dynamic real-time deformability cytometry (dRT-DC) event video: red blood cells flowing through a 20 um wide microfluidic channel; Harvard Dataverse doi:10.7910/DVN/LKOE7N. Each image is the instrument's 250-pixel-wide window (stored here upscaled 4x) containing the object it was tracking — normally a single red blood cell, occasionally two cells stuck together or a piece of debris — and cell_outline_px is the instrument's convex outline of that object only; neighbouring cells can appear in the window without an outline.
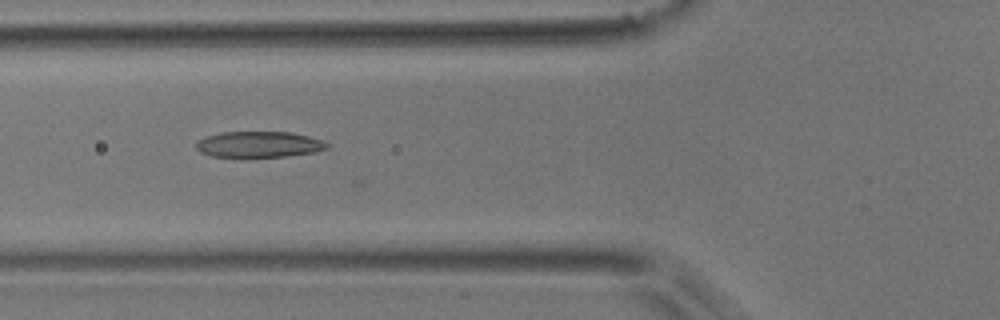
{"species": "common noctule bat (a hibernating species)", "species_latin": "Nyctalus noctula", "temperature_condition": "room temperature", "stored_images_in_passage": 6, "camera_frame_rate_fps": 3000, "um_per_image_px": 0.085, "animal": {"sex": "male", "body_mass_g": 17.9}, "frame": {"image": 1, "passage_image": 5, "time_ms": 1.333, "image_size_px": [1000, 320], "cell_outline_px": [[328, 148], [316, 152], [284, 156], [212, 156], [200, 152], [196, 148], [196, 144], [204, 136], [220, 132], [292, 132], [324, 140], [328, 144]], "centroid_in_image_um": [22.03, 12.26], "position_along_channel_um": 103.8, "area_um2": 19.65}}
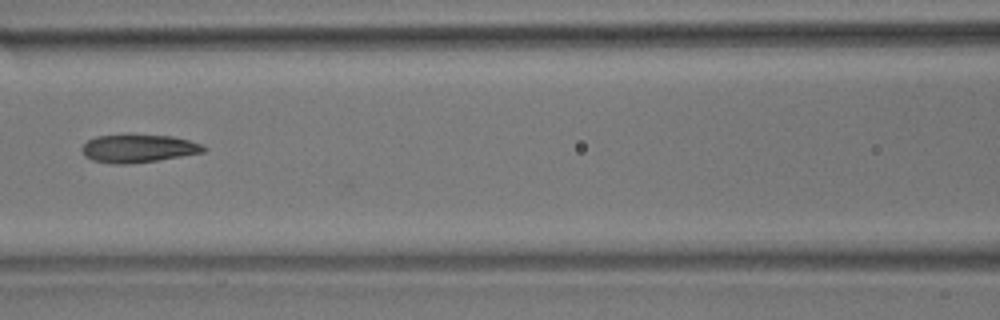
{"frame": {"image": 2, "passage_image": 6, "time_ms": 1.667, "image_size_px": [1000, 320], "cell_outline_px": [[208, 148], [204, 152], [156, 160], [128, 164], [112, 164], [92, 160], [84, 156], [80, 148], [88, 140], [96, 136], [128, 132], [172, 136], [204, 144]], "centroid_in_image_um": [11.72, 12.57], "position_along_channel_um": 154.9, "area_um2": 20.63}}